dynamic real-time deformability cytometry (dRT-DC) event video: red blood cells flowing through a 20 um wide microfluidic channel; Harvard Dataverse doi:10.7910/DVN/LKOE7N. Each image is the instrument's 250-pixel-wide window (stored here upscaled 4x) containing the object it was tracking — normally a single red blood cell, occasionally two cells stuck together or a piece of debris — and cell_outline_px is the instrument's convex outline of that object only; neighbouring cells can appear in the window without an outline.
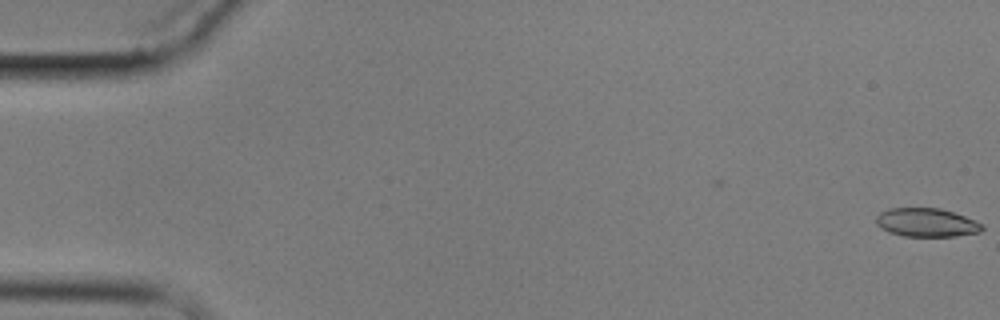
{"species": "common noctule bat (a hibernating species)", "species_latin": "Nyctalus noctula", "temperature_condition": "cold", "stored_images_in_passage": 2, "camera_frame_rate_fps": 3000, "um_per_image_px": 0.085, "animal": {"sex": "male", "body_mass_g": 17.9}, "frame": {"image": 1, "passage_image": 2, "time_ms": 1.333, "image_size_px": [1000, 320], "cell_outline_px": [[984, 228], [980, 232], [956, 236], [904, 236], [888, 232], [880, 228], [876, 224], [876, 216], [880, 212], [888, 208], [940, 208], [964, 216], [984, 224]], "centroid_in_image_um": [78.74, 18.91], "position_along_channel_um": 6.3, "area_um2": 17.74}}